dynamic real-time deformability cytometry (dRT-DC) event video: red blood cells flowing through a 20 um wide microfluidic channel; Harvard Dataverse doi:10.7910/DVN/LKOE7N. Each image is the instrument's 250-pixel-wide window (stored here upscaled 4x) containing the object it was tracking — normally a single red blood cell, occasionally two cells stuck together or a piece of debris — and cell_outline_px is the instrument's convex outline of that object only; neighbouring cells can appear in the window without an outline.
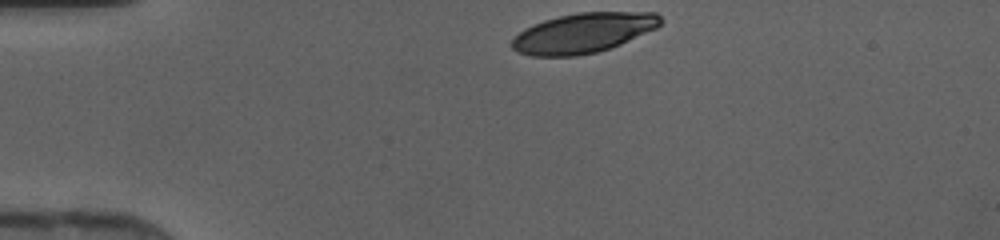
{"species": "human", "species_latin": "Homo sapiens", "temperature_condition": "cold", "stored_images_in_passage": 30, "camera_frame_rate_fps": 3000, "um_per_image_px": 0.085, "donor": {"sex": "female"}, "frame": {"image": 1, "passage_image": 1, "time_ms": 0.0, "image_size_px": [1000, 240], "cell_outline_px": [[664, 20], [656, 28], [620, 44], [596, 52], [576, 56], [532, 56], [520, 52], [512, 48], [512, 40], [524, 28], [532, 24], [544, 20], [560, 16], [580, 12], [656, 12]], "centroid_in_image_um": [49.59, 2.79], "position_along_channel_um": 35.4, "area_um2": 34.28}}
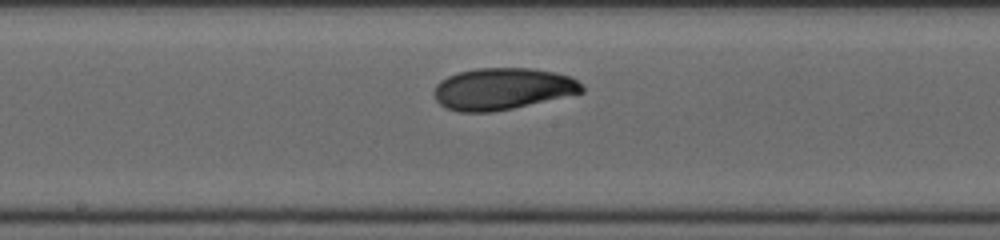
{"frame": {"image": 2, "passage_image": 16, "time_ms": 5.0, "image_size_px": [1000, 240], "cell_outline_px": [[584, 92], [512, 108], [492, 112], [460, 112], [444, 108], [436, 100], [432, 92], [436, 84], [440, 80], [448, 76], [460, 72], [476, 68], [528, 68], [556, 72], [572, 76], [584, 88]], "centroid_in_image_um": [42.68, 7.55], "position_along_channel_um": 205.5, "area_um2": 36.01}}
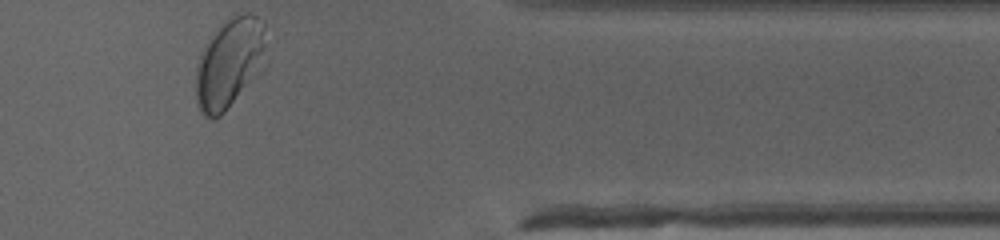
{"frame": {"image": 3, "passage_image": 30, "time_ms": 9.667, "image_size_px": [1000, 240], "cell_outline_px": [[276, 40], [268, 64], [224, 112], [220, 116], [212, 120], [204, 116], [200, 112], [196, 104], [196, 64], [212, 32], [228, 16], [236, 12], [252, 12], [264, 20], [276, 36]], "centroid_in_image_um": [19.71, 5.22], "position_along_channel_um": 391.7, "area_um2": 40.0}}